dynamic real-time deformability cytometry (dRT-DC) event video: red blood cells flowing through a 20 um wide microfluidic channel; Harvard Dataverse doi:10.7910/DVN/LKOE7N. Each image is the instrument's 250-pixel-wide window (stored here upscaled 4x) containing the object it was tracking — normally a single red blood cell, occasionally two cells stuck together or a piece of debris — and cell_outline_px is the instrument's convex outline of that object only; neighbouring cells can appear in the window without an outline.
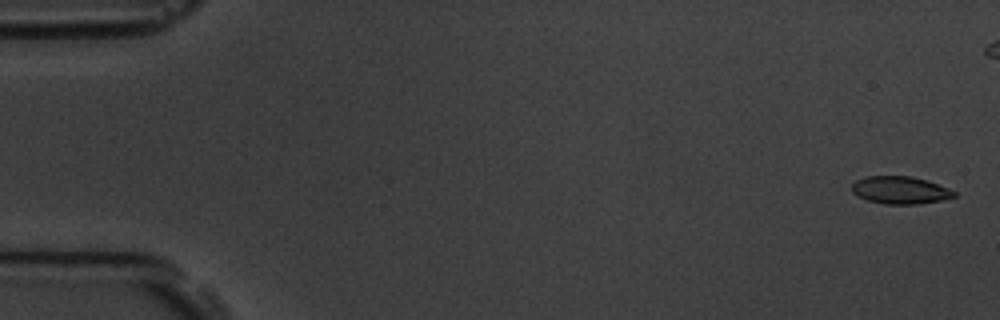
{"species": "common noctule bat (a hibernating species)", "species_latin": "Nyctalus noctula", "temperature_condition": "room temperature", "stored_images_in_passage": 18, "camera_frame_rate_fps": 3000, "um_per_image_px": 0.085, "animal": {"sex": "male", "body_mass_g": 19.5, "forearm_length_mm": 54.6}, "frame": {"image": 1, "passage_image": 1, "time_ms": 0.0, "image_size_px": [1000, 320], "cell_outline_px": [[956, 196], [944, 200], [920, 204], [884, 204], [868, 200], [852, 192], [852, 184], [856, 180], [868, 176], [912, 176], [948, 188], [956, 192]], "centroid_in_image_um": [76.53, 16.17], "position_along_channel_um": 8.5, "area_um2": 16.3}}
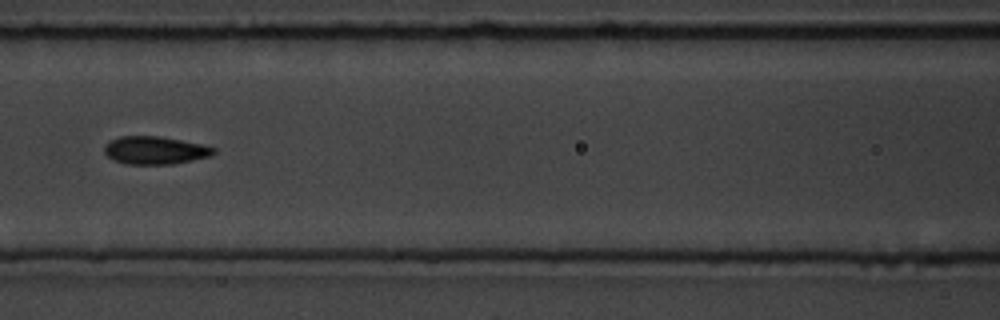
{"frame": {"image": 2, "passage_image": 8, "time_ms": 8.0, "image_size_px": [1000, 320], "cell_outline_px": [[216, 152], [212, 156], [172, 164], [124, 164], [112, 160], [104, 152], [104, 144], [108, 140], [120, 136], [160, 136], [204, 144], [216, 148]], "centroid_in_image_um": [13.17, 12.77], "position_along_channel_um": 153.4, "area_um2": 18.09}}
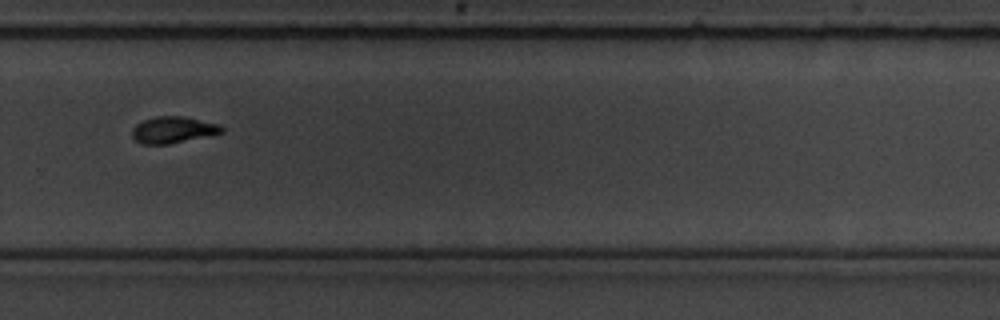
{"frame": {"image": 3, "passage_image": 13, "time_ms": 14.667, "image_size_px": [1000, 320], "cell_outline_px": [[224, 132], [168, 144], [140, 144], [132, 136], [132, 128], [136, 124], [144, 120], [156, 116], [184, 116], [220, 124], [224, 128]], "centroid_in_image_um": [14.71, 11.03], "position_along_channel_um": 315.1, "area_um2": 13.81}, "authors_computed_cell_mechanics": {"area_um2": 16.6464, "velocity_mm_per_s": 3.5902, "shape_relaxation_time_tau1_ms": 1.7297, "shape_relaxation_time_tau2_ms": null, "deformation_change_tau1": 0.0567, "deformation_change_tau2": null}}